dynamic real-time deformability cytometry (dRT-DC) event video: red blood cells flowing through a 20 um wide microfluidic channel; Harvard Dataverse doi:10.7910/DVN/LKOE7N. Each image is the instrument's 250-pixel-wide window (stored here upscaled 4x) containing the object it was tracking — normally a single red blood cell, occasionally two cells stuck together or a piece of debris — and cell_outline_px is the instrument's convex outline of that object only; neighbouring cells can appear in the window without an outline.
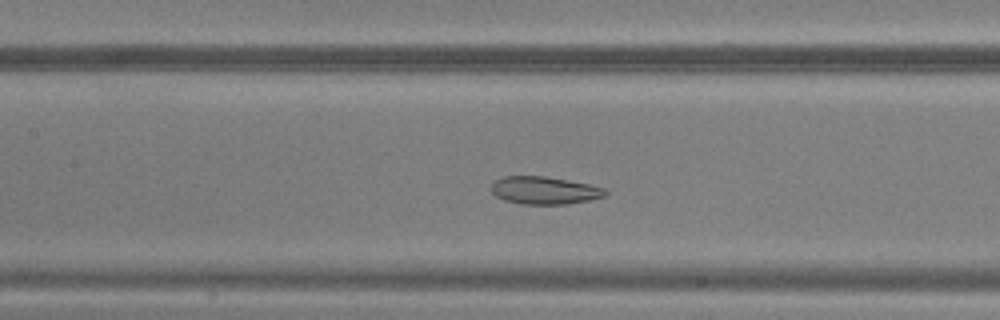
{"species": "common noctule bat (a hibernating species)", "species_latin": "Nyctalus noctula", "temperature_condition": "warm", "stored_images_in_passage": 44, "camera_frame_rate_fps": 3000, "um_per_image_px": 0.085, "animal": {"sex": "male", "body_mass_g": 20.5, "forearm_length_mm": 52.5}, "frame": {"image": 1, "passage_image": 18, "time_ms": 5.667, "image_size_px": [1000, 320], "cell_outline_px": [[608, 192], [604, 196], [588, 200], [564, 204], [520, 204], [504, 200], [496, 196], [492, 192], [492, 184], [496, 180], [504, 176], [544, 176], [588, 184], [604, 188]], "centroid_in_image_um": [46.25, 16.18], "position_along_channel_um": 161.1, "area_um2": 18.15}}
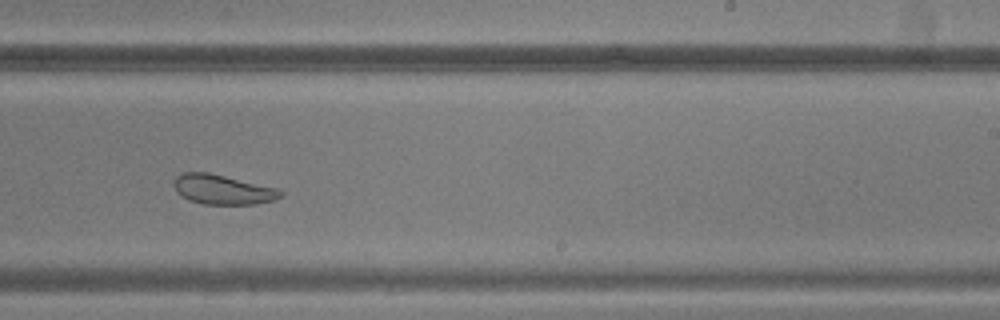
{"frame": {"image": 2, "passage_image": 26, "time_ms": 8.333, "image_size_px": [1000, 320], "cell_outline_px": [[284, 196], [272, 200], [256, 204], [204, 204], [188, 200], [176, 192], [172, 184], [176, 176], [184, 172], [208, 172], [276, 188], [284, 192]], "centroid_in_image_um": [18.9, 16.11], "position_along_channel_um": 270.1, "area_um2": 18.44}}
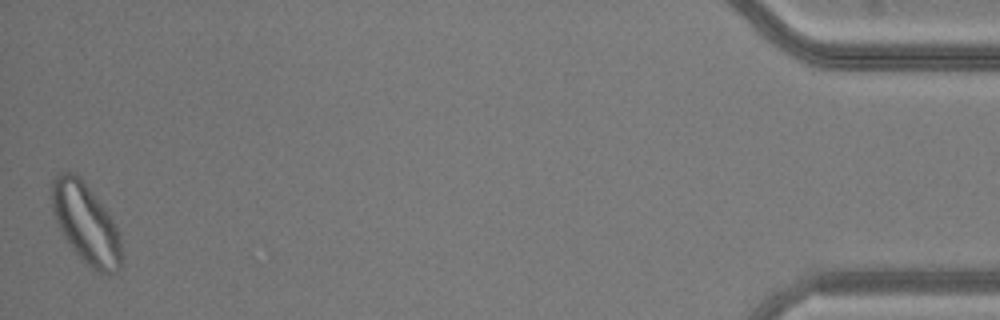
{"frame": {"image": 3, "passage_image": 44, "time_ms": 14.333, "image_size_px": [1000, 320], "cell_outline_px": [[120, 272], [96, 272], [76, 252], [64, 236], [52, 212], [52, 180], [60, 172], [72, 172], [80, 176], [108, 212], [120, 236]], "centroid_in_image_um": [7.29, 18.95], "position_along_channel_um": 427.9, "area_um2": 31.79}}